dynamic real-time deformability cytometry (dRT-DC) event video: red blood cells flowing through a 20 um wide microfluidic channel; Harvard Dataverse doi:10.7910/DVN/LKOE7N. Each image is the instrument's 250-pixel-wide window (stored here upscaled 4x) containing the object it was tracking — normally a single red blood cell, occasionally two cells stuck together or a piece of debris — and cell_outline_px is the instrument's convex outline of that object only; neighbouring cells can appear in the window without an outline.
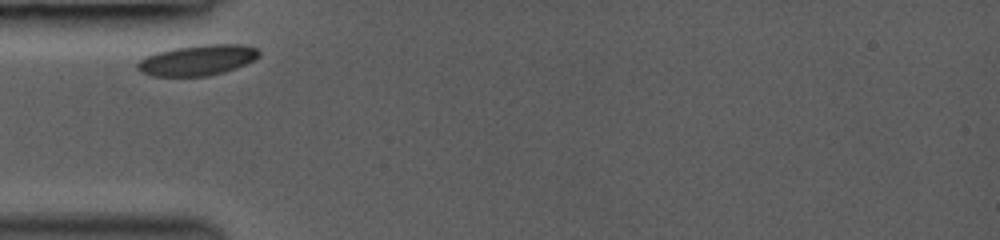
{"species": "common noctule bat (a hibernating species)", "species_latin": "Nyctalus noctula", "temperature_condition": "room temperature", "stored_images_in_passage": 19, "camera_frame_rate_fps": 3000, "um_per_image_px": 0.085, "animal": {"sex": "female", "body_mass_g": 19.0, "forearm_length_mm": 53.3}, "frame": {"image": 1, "passage_image": 1, "time_ms": 0.0, "image_size_px": [1000, 240], "cell_outline_px": [[260, 56], [236, 68], [224, 72], [208, 76], [152, 76], [140, 72], [136, 68], [136, 64], [144, 56], [156, 52], [172, 48], [204, 44], [240, 44], [256, 48], [260, 52]], "centroid_in_image_um": [16.74, 5.11], "position_along_channel_um": 68.3, "area_um2": 21.79}}
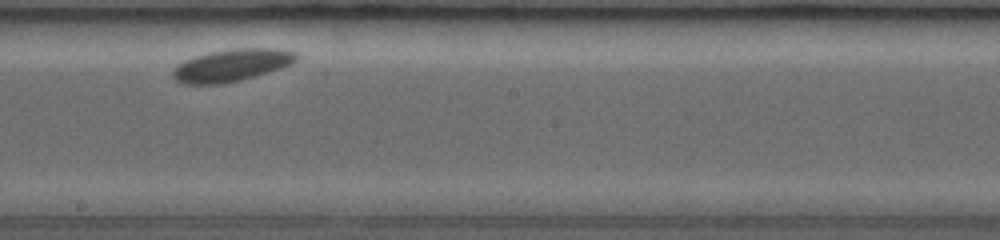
{"frame": {"image": 2, "passage_image": 9, "time_ms": 4.333, "image_size_px": [1000, 240], "cell_outline_px": [[300, 56], [292, 64], [256, 76], [224, 84], [184, 84], [176, 80], [172, 76], [172, 68], [176, 64], [184, 60], [208, 52], [232, 48], [280, 48], [296, 52]], "centroid_in_image_um": [19.69, 5.54], "position_along_channel_um": 228.5, "area_um2": 23.58}}
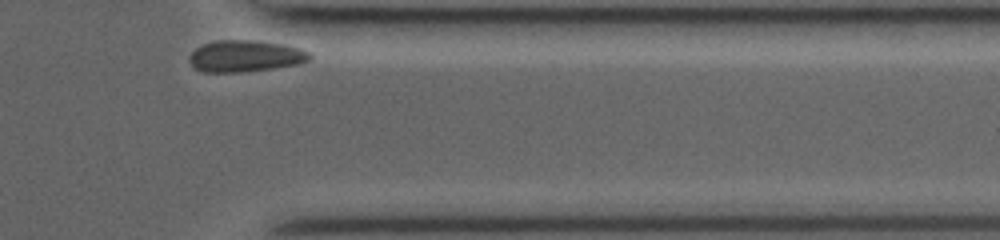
{"frame": {"image": 3, "passage_image": 19, "time_ms": 8.667, "image_size_px": [1000, 240], "cell_outline_px": [[312, 60], [296, 64], [272, 68], [240, 72], [204, 72], [196, 68], [192, 64], [192, 52], [196, 48], [204, 44], [216, 40], [256, 40], [284, 44], [300, 48], [308, 52], [312, 56]], "centroid_in_image_um": [20.91, 4.75], "position_along_channel_um": 390.5, "area_um2": 21.91}}